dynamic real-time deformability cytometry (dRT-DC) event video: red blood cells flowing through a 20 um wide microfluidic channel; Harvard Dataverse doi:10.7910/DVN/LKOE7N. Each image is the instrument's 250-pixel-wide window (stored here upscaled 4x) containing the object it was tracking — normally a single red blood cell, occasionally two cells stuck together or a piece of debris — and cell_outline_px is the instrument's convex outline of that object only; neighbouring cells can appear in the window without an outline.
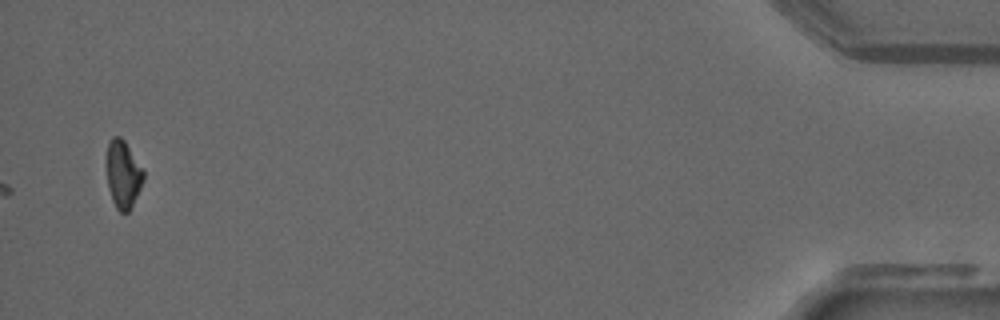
{"species": "common noctule bat (a hibernating species)", "species_latin": "Nyctalus noctula", "temperature_condition": "warm", "stored_images_in_passage": 35, "camera_frame_rate_fps": 3000, "um_per_image_px": 0.085, "animal": {"sex": "male", "forearm_length_mm": 52.5}, "frame": {"image": 1, "passage_image": 35, "time_ms": 11.333, "image_size_px": [1000, 320], "cell_outline_px": [[144, 180], [128, 212], [120, 212], [116, 208], [112, 200], [108, 188], [108, 144], [112, 136], [120, 136], [124, 140], [144, 168]], "centroid_in_image_um": [10.49, 14.8], "position_along_channel_um": 424.7, "area_um2": 14.33}}